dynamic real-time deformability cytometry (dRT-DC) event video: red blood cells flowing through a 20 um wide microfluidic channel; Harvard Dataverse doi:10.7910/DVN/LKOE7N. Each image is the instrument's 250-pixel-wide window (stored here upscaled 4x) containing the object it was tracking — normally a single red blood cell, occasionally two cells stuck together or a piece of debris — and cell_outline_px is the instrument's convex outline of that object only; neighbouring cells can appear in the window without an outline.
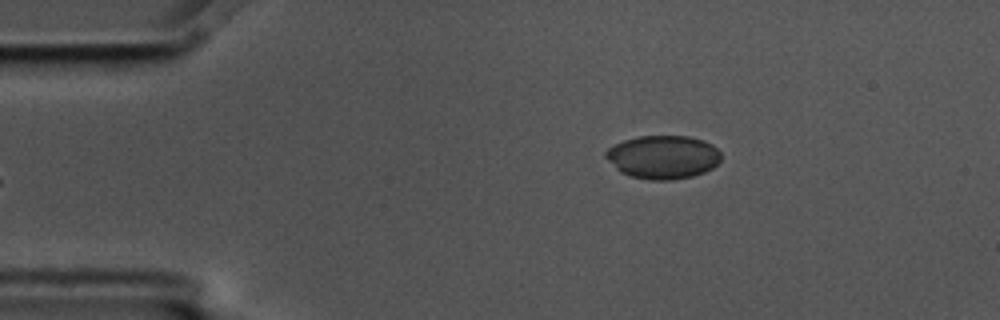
{"species": "common noctule bat (a hibernating species)", "species_latin": "Nyctalus noctula", "temperature_condition": "cold", "stored_images_in_passage": 6, "camera_frame_rate_fps": 3000, "um_per_image_px": 0.085, "animal": {"sex": "male", "body_mass_g": 17.5, "forearm_length_mm": 52.3}, "frame": {"image": 1, "passage_image": 6, "time_ms": 1.667, "image_size_px": [1000, 320], "cell_outline_px": [[720, 160], [712, 168], [704, 172], [692, 176], [672, 180], [648, 180], [628, 176], [620, 172], [604, 156], [604, 152], [608, 148], [624, 140], [640, 136], [688, 136], [704, 140], [712, 144], [720, 152]], "centroid_in_image_um": [56.34, 13.35], "position_along_channel_um": 28.7, "area_um2": 29.25}}